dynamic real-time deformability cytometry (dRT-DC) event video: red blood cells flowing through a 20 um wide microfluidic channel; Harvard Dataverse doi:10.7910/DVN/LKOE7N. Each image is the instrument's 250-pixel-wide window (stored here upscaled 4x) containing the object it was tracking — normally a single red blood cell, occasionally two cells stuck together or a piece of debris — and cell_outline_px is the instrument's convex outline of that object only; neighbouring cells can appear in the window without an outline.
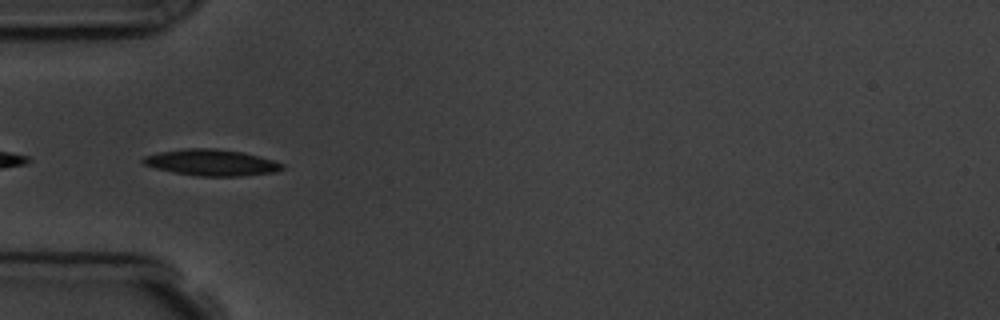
{"species": "common noctule bat (a hibernating species)", "species_latin": "Nyctalus noctula", "temperature_condition": "room temperature", "stored_images_in_passage": 5, "camera_frame_rate_fps": 3000, "um_per_image_px": 0.085, "animal": {"sex": "male", "body_mass_g": 19.5, "forearm_length_mm": 54.6}, "frame": {"image": 1, "passage_image": 5, "time_ms": 4.667, "image_size_px": [1000, 320], "cell_outline_px": [[284, 168], [276, 172], [240, 176], [196, 176], [172, 172], [156, 168], [144, 164], [140, 160], [144, 156], [156, 152], [188, 148], [216, 148], [240, 152], [272, 160], [284, 164]], "centroid_in_image_um": [17.93, 13.82], "position_along_channel_um": 67.1, "area_um2": 21.27}}